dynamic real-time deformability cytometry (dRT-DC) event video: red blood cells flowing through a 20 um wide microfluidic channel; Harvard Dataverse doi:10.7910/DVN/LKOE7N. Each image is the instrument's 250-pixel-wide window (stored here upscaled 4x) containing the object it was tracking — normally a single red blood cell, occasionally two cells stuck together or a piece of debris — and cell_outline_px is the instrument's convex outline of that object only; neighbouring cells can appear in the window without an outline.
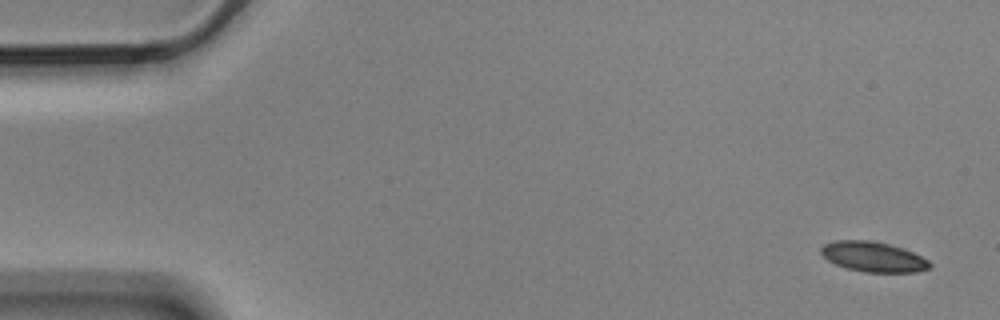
{"species": "Egyptian fruit bat (a non-hibernating species)", "species_latin": "Rousettus aegyptiacus", "temperature_condition": "cold", "stored_images_in_passage": 4, "camera_frame_rate_fps": 3000, "um_per_image_px": 0.085, "animal": {"sex": "male"}, "frame": {"image": 1, "passage_image": 1, "time_ms": 0.0, "image_size_px": [1000, 320], "cell_outline_px": [[932, 268], [916, 272], [864, 272], [844, 268], [828, 260], [820, 252], [820, 248], [824, 244], [836, 240], [868, 240], [888, 244], [912, 252], [928, 260], [932, 264]], "centroid_in_image_um": [74.22, 21.84], "position_along_channel_um": 10.8, "area_um2": 19.02}}
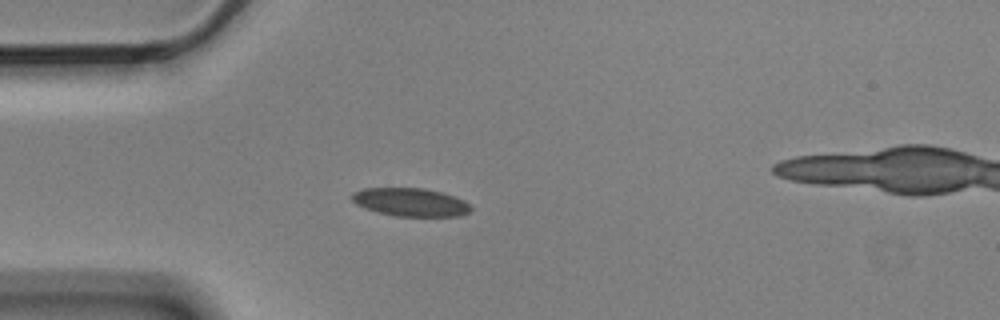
{"frame": {"image": 2, "passage_image": 4, "time_ms": 1.0, "image_size_px": [1000, 320], "cell_outline_px": [[472, 208], [468, 212], [460, 216], [396, 216], [376, 212], [364, 208], [356, 204], [352, 200], [352, 192], [364, 188], [424, 188], [440, 192], [464, 200]], "centroid_in_image_um": [34.86, 17.18], "position_along_channel_um": 50.1, "area_um2": 19.48}}